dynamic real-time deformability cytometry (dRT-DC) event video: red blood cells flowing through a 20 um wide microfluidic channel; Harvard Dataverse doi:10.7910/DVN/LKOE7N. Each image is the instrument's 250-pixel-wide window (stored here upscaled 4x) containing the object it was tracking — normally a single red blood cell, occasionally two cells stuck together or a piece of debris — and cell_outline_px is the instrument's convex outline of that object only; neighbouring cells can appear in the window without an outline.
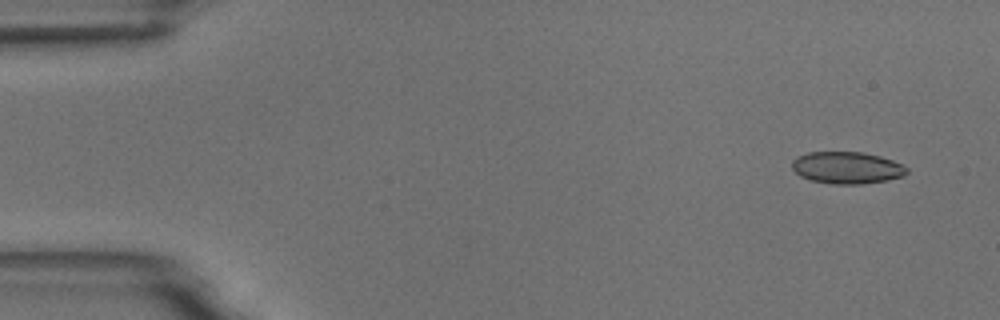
{"species": "common noctule bat (a hibernating species)", "species_latin": "Nyctalus noctula", "temperature_condition": "room temperature", "stored_images_in_passage": 8, "camera_frame_rate_fps": 3000, "um_per_image_px": 0.085, "animal": {"sex": "male", "body_mass_g": 18.8}, "frame": {"image": 1, "passage_image": 1, "time_ms": 0.0, "image_size_px": [1000, 320], "cell_outline_px": [[908, 172], [904, 176], [888, 180], [860, 184], [832, 184], [812, 180], [800, 176], [792, 168], [792, 160], [808, 152], [864, 152], [880, 156], [892, 160], [908, 168]], "centroid_in_image_um": [72.01, 14.26], "position_along_channel_um": 13.0, "area_um2": 21.33}}
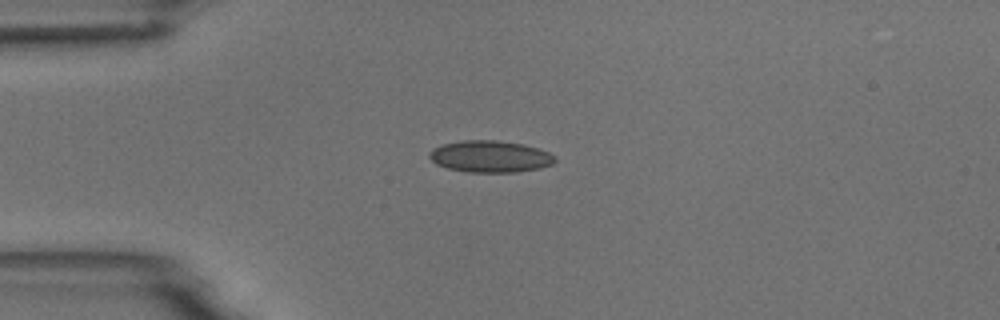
{"frame": {"image": 2, "passage_image": 4, "time_ms": 3.333, "image_size_px": [1000, 320], "cell_outline_px": [[556, 160], [552, 164], [540, 168], [516, 172], [468, 172], [448, 168], [436, 164], [428, 156], [428, 152], [432, 148], [444, 144], [464, 140], [496, 140], [524, 144], [548, 152], [556, 156]], "centroid_in_image_um": [41.66, 13.3], "position_along_channel_um": 43.3, "area_um2": 23.24}}